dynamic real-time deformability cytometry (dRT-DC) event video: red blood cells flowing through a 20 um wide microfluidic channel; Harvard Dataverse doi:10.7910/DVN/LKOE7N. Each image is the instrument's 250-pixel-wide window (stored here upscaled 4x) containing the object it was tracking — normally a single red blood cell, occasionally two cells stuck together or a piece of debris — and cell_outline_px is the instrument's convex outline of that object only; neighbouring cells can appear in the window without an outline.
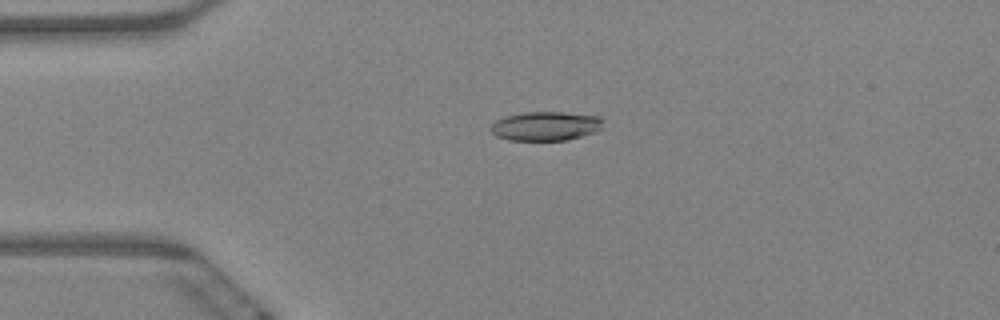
{"species": "Egyptian fruit bat (a non-hibernating species)", "species_latin": "Rousettus aegyptiacus", "temperature_condition": "warm", "stored_images_in_passage": 63, "camera_frame_rate_fps": 3000, "um_per_image_px": 0.085, "animal": {"sex": "female"}, "frame": {"image": 1, "passage_image": 15, "time_ms": 4.667, "image_size_px": [1000, 320], "cell_outline_px": [[604, 120], [600, 128], [596, 132], [564, 140], [508, 140], [496, 136], [488, 128], [496, 120], [504, 116], [524, 112], [564, 112], [600, 116]], "centroid_in_image_um": [46.36, 10.71], "position_along_channel_um": 38.6, "area_um2": 19.13}}
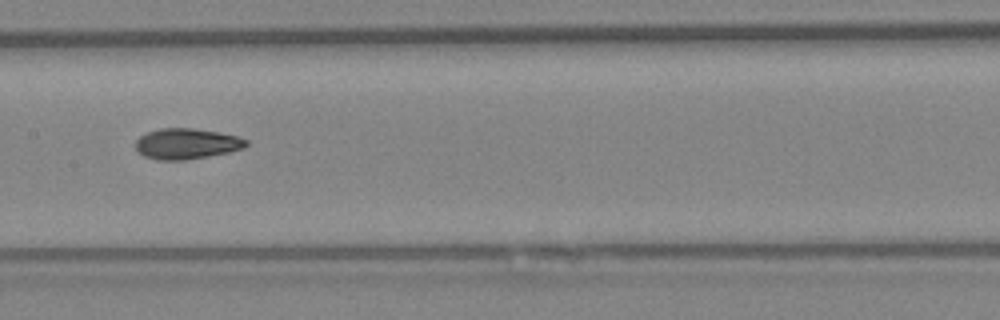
{"frame": {"image": 2, "passage_image": 32, "time_ms": 10.333, "image_size_px": [1000, 320], "cell_outline_px": [[248, 144], [244, 148], [228, 152], [188, 160], [156, 160], [144, 156], [136, 148], [136, 140], [140, 136], [148, 132], [160, 128], [192, 128], [220, 132], [236, 136], [248, 140]], "centroid_in_image_um": [15.87, 12.22], "position_along_channel_um": 191.5, "area_um2": 19.77}}
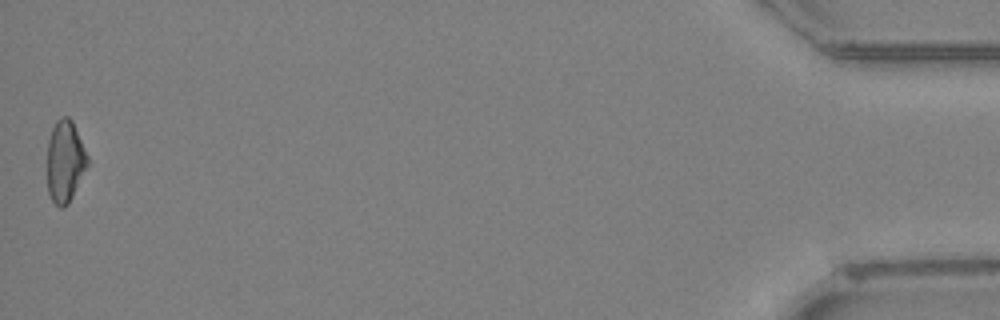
{"frame": {"image": 3, "passage_image": 63, "time_ms": 20.667, "image_size_px": [1000, 320], "cell_outline_px": [[88, 164], [68, 204], [64, 208], [60, 208], [52, 200], [48, 192], [48, 140], [52, 128], [56, 120], [60, 116], [68, 116], [72, 120], [88, 156]], "centroid_in_image_um": [5.52, 13.69], "position_along_channel_um": 429.7, "area_um2": 19.07}, "authors_computed_cell_mechanics": {"area_um2": 19.5364, "velocity_mm_per_s": 3.2441, "shape_relaxation_time_tau1_ms": 11.3368, "shape_relaxation_time_tau2_ms": 3.003, "deformation_change_tau1": 0.2239, "deformation_change_tau2": 0.0899}}